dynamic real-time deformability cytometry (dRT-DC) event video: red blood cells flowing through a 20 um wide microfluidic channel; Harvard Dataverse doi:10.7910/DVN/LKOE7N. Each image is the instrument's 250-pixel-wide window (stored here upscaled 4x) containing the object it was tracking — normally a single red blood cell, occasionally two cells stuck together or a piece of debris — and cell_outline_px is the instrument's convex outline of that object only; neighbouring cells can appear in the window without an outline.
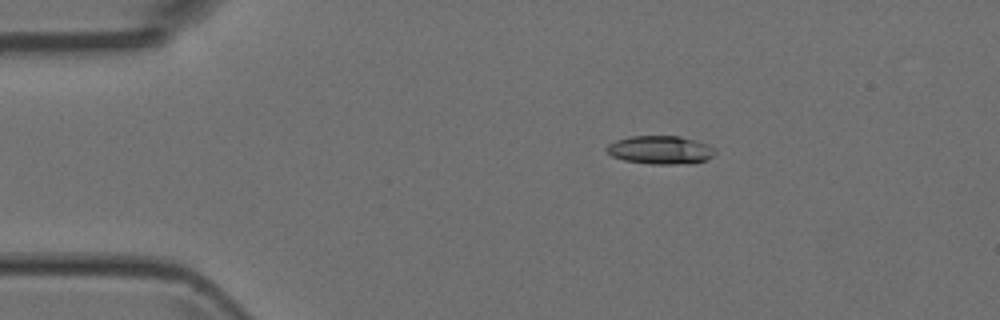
{"species": "Egyptian fruit bat (a non-hibernating species)", "species_latin": "Rousettus aegyptiacus", "temperature_condition": "room temperature", "stored_images_in_passage": 2, "camera_frame_rate_fps": 3000, "um_per_image_px": 0.085, "animal": {"sex": "female"}, "frame": {"image": 1, "passage_image": 1, "time_ms": 0.0, "image_size_px": [1000, 320], "cell_outline_px": [[716, 152], [708, 160], [692, 164], [652, 164], [624, 160], [612, 156], [604, 148], [608, 144], [616, 140], [632, 136], [680, 136], [696, 140], [708, 144]], "centroid_in_image_um": [56.15, 12.75], "position_along_channel_um": 28.8, "area_um2": 18.03}}